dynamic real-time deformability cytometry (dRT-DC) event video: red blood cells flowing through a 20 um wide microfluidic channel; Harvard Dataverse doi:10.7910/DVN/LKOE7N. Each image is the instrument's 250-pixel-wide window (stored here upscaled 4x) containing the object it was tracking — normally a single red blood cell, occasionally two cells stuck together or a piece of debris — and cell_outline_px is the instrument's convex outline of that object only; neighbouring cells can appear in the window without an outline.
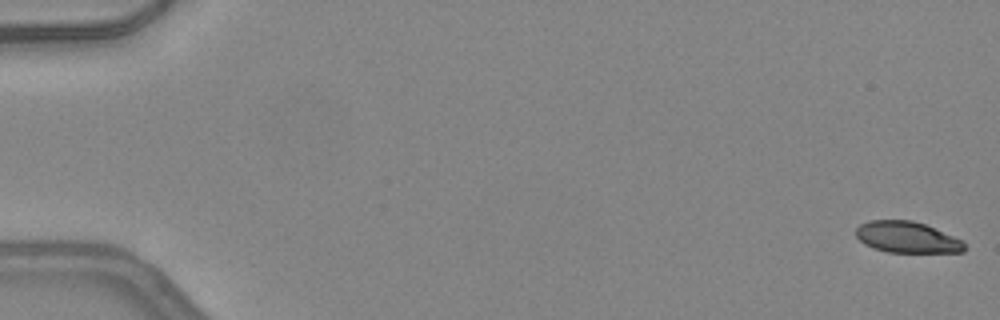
{"species": "common noctule bat (a hibernating species)", "species_latin": "Nyctalus noctula", "temperature_condition": "warm", "stored_images_in_passage": 50, "camera_frame_rate_fps": 3000, "um_per_image_px": 0.085, "animal": {"sex": "female", "body_mass_g": 24.6, "forearm_length_mm": 56.2}, "frame": {"image": 1, "passage_image": 1, "time_ms": 0.0, "image_size_px": [1000, 320], "cell_outline_px": [[964, 252], [888, 252], [872, 248], [864, 244], [856, 236], [856, 228], [860, 224], [868, 220], [912, 220], [924, 224], [964, 240]], "centroid_in_image_um": [77.08, 20.16], "position_along_channel_um": 7.9, "area_um2": 19.77}}
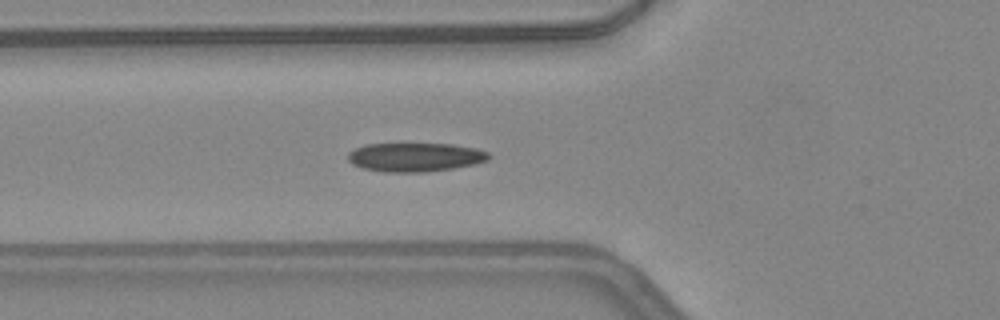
{"frame": {"image": 2, "passage_image": 19, "time_ms": 6.0, "image_size_px": [1000, 320], "cell_outline_px": [[492, 156], [488, 160], [472, 164], [452, 168], [424, 172], [384, 172], [364, 168], [352, 164], [348, 160], [348, 152], [364, 144], [452, 144], [476, 148], [488, 152]], "centroid_in_image_um": [35.28, 13.35], "position_along_channel_um": 90.5, "area_um2": 23.58}}
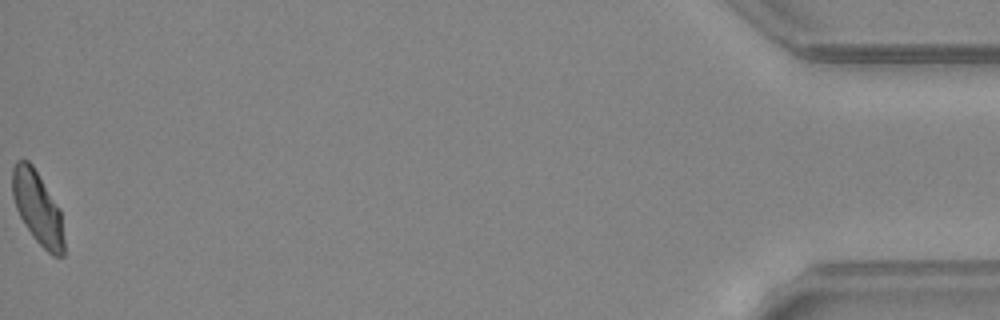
{"frame": {"image": 3, "passage_image": 50, "time_ms": 16.333, "image_size_px": [1000, 320], "cell_outline_px": [[64, 256], [52, 256], [32, 236], [20, 216], [16, 208], [12, 196], [12, 168], [16, 160], [28, 160], [32, 164], [60, 208], [64, 240]], "centroid_in_image_um": [3.19, 17.66], "position_along_channel_um": 432.0, "area_um2": 21.91}, "authors_computed_cell_mechanics": {"area_um2": 22.3975, "velocity_mm_per_s": 4.2457, "shape_relaxation_time_tau1_ms": 6.7408, "shape_relaxation_time_tau2_ms": 1.5382, "deformation_change_tau1": 0.1765, "deformation_change_tau2": 0.0845}}